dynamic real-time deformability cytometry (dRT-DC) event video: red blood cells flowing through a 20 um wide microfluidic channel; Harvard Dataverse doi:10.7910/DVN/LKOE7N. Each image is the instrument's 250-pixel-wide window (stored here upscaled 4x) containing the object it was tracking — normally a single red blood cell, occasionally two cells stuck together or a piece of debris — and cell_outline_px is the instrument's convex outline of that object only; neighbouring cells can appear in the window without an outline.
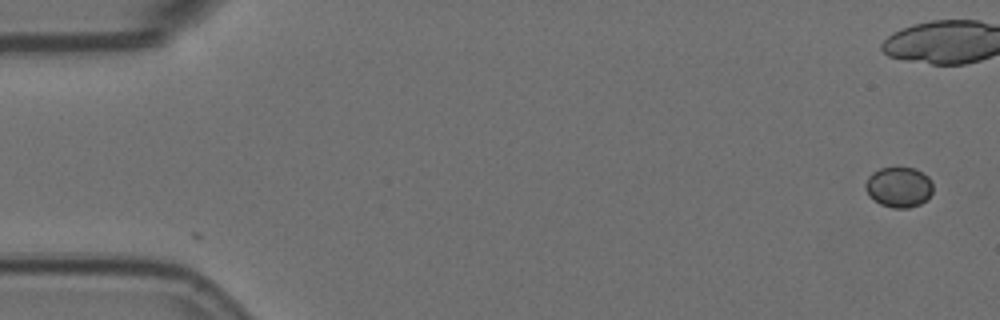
{"species": "Egyptian fruit bat (a non-hibernating species)", "species_latin": "Rousettus aegyptiacus", "temperature_condition": "room temperature", "stored_images_in_passage": 6, "segment_of_instrument_passage": [2, 2], "camera_frame_rate_fps": 3000, "um_per_image_px": 0.085, "animal": {"sex": "female"}, "frame": {"image": 1, "passage_image": 6, "time_ms": 1.667, "image_size_px": [1000, 320], "cell_outline_px": [[932, 192], [920, 204], [908, 208], [892, 208], [880, 204], [868, 196], [864, 188], [864, 184], [868, 176], [872, 172], [880, 168], [912, 168], [928, 176], [932, 184]], "centroid_in_image_um": [76.34, 15.91], "position_along_channel_um": 8.7, "area_um2": 15.84}}